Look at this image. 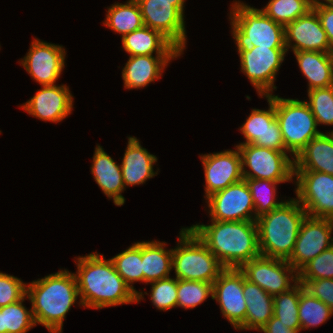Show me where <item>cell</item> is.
Here are the masks:
<instances>
[{
    "label": "cell",
    "instance_id": "26",
    "mask_svg": "<svg viewBox=\"0 0 333 333\" xmlns=\"http://www.w3.org/2000/svg\"><path fill=\"white\" fill-rule=\"evenodd\" d=\"M243 296L247 305L245 323L238 330L259 331L273 317V297L243 273Z\"/></svg>",
    "mask_w": 333,
    "mask_h": 333
},
{
    "label": "cell",
    "instance_id": "43",
    "mask_svg": "<svg viewBox=\"0 0 333 333\" xmlns=\"http://www.w3.org/2000/svg\"><path fill=\"white\" fill-rule=\"evenodd\" d=\"M259 331L263 333H299L301 329H290L273 315Z\"/></svg>",
    "mask_w": 333,
    "mask_h": 333
},
{
    "label": "cell",
    "instance_id": "8",
    "mask_svg": "<svg viewBox=\"0 0 333 333\" xmlns=\"http://www.w3.org/2000/svg\"><path fill=\"white\" fill-rule=\"evenodd\" d=\"M236 146L241 155L243 179L293 181L295 161L289 158L287 151L273 150L254 144ZM245 166L250 170H247Z\"/></svg>",
    "mask_w": 333,
    "mask_h": 333
},
{
    "label": "cell",
    "instance_id": "7",
    "mask_svg": "<svg viewBox=\"0 0 333 333\" xmlns=\"http://www.w3.org/2000/svg\"><path fill=\"white\" fill-rule=\"evenodd\" d=\"M275 104L285 149L292 159L306 147L307 143L320 135L316 119L306 101L286 99L278 95H268Z\"/></svg>",
    "mask_w": 333,
    "mask_h": 333
},
{
    "label": "cell",
    "instance_id": "34",
    "mask_svg": "<svg viewBox=\"0 0 333 333\" xmlns=\"http://www.w3.org/2000/svg\"><path fill=\"white\" fill-rule=\"evenodd\" d=\"M301 283L298 281L289 290L273 297V315L290 329H301L298 305Z\"/></svg>",
    "mask_w": 333,
    "mask_h": 333
},
{
    "label": "cell",
    "instance_id": "9",
    "mask_svg": "<svg viewBox=\"0 0 333 333\" xmlns=\"http://www.w3.org/2000/svg\"><path fill=\"white\" fill-rule=\"evenodd\" d=\"M296 200L307 215L333 220V176L318 171H294Z\"/></svg>",
    "mask_w": 333,
    "mask_h": 333
},
{
    "label": "cell",
    "instance_id": "11",
    "mask_svg": "<svg viewBox=\"0 0 333 333\" xmlns=\"http://www.w3.org/2000/svg\"><path fill=\"white\" fill-rule=\"evenodd\" d=\"M208 213L214 221H256L249 187L242 179L207 197Z\"/></svg>",
    "mask_w": 333,
    "mask_h": 333
},
{
    "label": "cell",
    "instance_id": "32",
    "mask_svg": "<svg viewBox=\"0 0 333 333\" xmlns=\"http://www.w3.org/2000/svg\"><path fill=\"white\" fill-rule=\"evenodd\" d=\"M333 311L329 306L312 296L301 284L298 316L301 330L317 327L330 319Z\"/></svg>",
    "mask_w": 333,
    "mask_h": 333
},
{
    "label": "cell",
    "instance_id": "22",
    "mask_svg": "<svg viewBox=\"0 0 333 333\" xmlns=\"http://www.w3.org/2000/svg\"><path fill=\"white\" fill-rule=\"evenodd\" d=\"M90 169L93 178L107 198H112L116 206L124 205L125 198L122 192L125 187L123 184L121 164H116L111 156L98 144L95 148Z\"/></svg>",
    "mask_w": 333,
    "mask_h": 333
},
{
    "label": "cell",
    "instance_id": "28",
    "mask_svg": "<svg viewBox=\"0 0 333 333\" xmlns=\"http://www.w3.org/2000/svg\"><path fill=\"white\" fill-rule=\"evenodd\" d=\"M165 243L157 240L142 241V266L146 284L170 277L172 249H165Z\"/></svg>",
    "mask_w": 333,
    "mask_h": 333
},
{
    "label": "cell",
    "instance_id": "27",
    "mask_svg": "<svg viewBox=\"0 0 333 333\" xmlns=\"http://www.w3.org/2000/svg\"><path fill=\"white\" fill-rule=\"evenodd\" d=\"M293 53L301 72L308 80V91L333 86V53L310 50Z\"/></svg>",
    "mask_w": 333,
    "mask_h": 333
},
{
    "label": "cell",
    "instance_id": "3",
    "mask_svg": "<svg viewBox=\"0 0 333 333\" xmlns=\"http://www.w3.org/2000/svg\"><path fill=\"white\" fill-rule=\"evenodd\" d=\"M36 324L44 325L50 333H62L67 312L80 298L74 273L61 270L27 284Z\"/></svg>",
    "mask_w": 333,
    "mask_h": 333
},
{
    "label": "cell",
    "instance_id": "10",
    "mask_svg": "<svg viewBox=\"0 0 333 333\" xmlns=\"http://www.w3.org/2000/svg\"><path fill=\"white\" fill-rule=\"evenodd\" d=\"M286 48L255 46L251 51H240V66L259 97L268 96L277 87L274 85L277 72L284 61ZM272 92V93H271Z\"/></svg>",
    "mask_w": 333,
    "mask_h": 333
},
{
    "label": "cell",
    "instance_id": "2",
    "mask_svg": "<svg viewBox=\"0 0 333 333\" xmlns=\"http://www.w3.org/2000/svg\"><path fill=\"white\" fill-rule=\"evenodd\" d=\"M214 254L224 268L240 269L259 257L256 221H214L189 227Z\"/></svg>",
    "mask_w": 333,
    "mask_h": 333
},
{
    "label": "cell",
    "instance_id": "23",
    "mask_svg": "<svg viewBox=\"0 0 333 333\" xmlns=\"http://www.w3.org/2000/svg\"><path fill=\"white\" fill-rule=\"evenodd\" d=\"M157 157L143 148L136 137H128V144L122 159L121 171L123 184L126 186L140 185L158 174L153 169Z\"/></svg>",
    "mask_w": 333,
    "mask_h": 333
},
{
    "label": "cell",
    "instance_id": "40",
    "mask_svg": "<svg viewBox=\"0 0 333 333\" xmlns=\"http://www.w3.org/2000/svg\"><path fill=\"white\" fill-rule=\"evenodd\" d=\"M26 294V283L13 275L0 272V307L17 302Z\"/></svg>",
    "mask_w": 333,
    "mask_h": 333
},
{
    "label": "cell",
    "instance_id": "35",
    "mask_svg": "<svg viewBox=\"0 0 333 333\" xmlns=\"http://www.w3.org/2000/svg\"><path fill=\"white\" fill-rule=\"evenodd\" d=\"M245 181L255 206V219L278 208L285 202L275 199L277 184L285 182H275L266 179H245Z\"/></svg>",
    "mask_w": 333,
    "mask_h": 333
},
{
    "label": "cell",
    "instance_id": "37",
    "mask_svg": "<svg viewBox=\"0 0 333 333\" xmlns=\"http://www.w3.org/2000/svg\"><path fill=\"white\" fill-rule=\"evenodd\" d=\"M306 101L313 113L317 125H333V86L314 88L309 91Z\"/></svg>",
    "mask_w": 333,
    "mask_h": 333
},
{
    "label": "cell",
    "instance_id": "42",
    "mask_svg": "<svg viewBox=\"0 0 333 333\" xmlns=\"http://www.w3.org/2000/svg\"><path fill=\"white\" fill-rule=\"evenodd\" d=\"M313 9L317 12L322 28L326 32L330 53H333V3L330 0L315 1Z\"/></svg>",
    "mask_w": 333,
    "mask_h": 333
},
{
    "label": "cell",
    "instance_id": "20",
    "mask_svg": "<svg viewBox=\"0 0 333 333\" xmlns=\"http://www.w3.org/2000/svg\"><path fill=\"white\" fill-rule=\"evenodd\" d=\"M285 47L293 52L319 51L330 53V44L317 12L312 9L284 27ZM293 42V43H292Z\"/></svg>",
    "mask_w": 333,
    "mask_h": 333
},
{
    "label": "cell",
    "instance_id": "41",
    "mask_svg": "<svg viewBox=\"0 0 333 333\" xmlns=\"http://www.w3.org/2000/svg\"><path fill=\"white\" fill-rule=\"evenodd\" d=\"M304 289L333 311V279L298 280Z\"/></svg>",
    "mask_w": 333,
    "mask_h": 333
},
{
    "label": "cell",
    "instance_id": "19",
    "mask_svg": "<svg viewBox=\"0 0 333 333\" xmlns=\"http://www.w3.org/2000/svg\"><path fill=\"white\" fill-rule=\"evenodd\" d=\"M235 148V150L200 155L206 182L205 199L243 179L241 155L237 146Z\"/></svg>",
    "mask_w": 333,
    "mask_h": 333
},
{
    "label": "cell",
    "instance_id": "25",
    "mask_svg": "<svg viewBox=\"0 0 333 333\" xmlns=\"http://www.w3.org/2000/svg\"><path fill=\"white\" fill-rule=\"evenodd\" d=\"M294 171H318L333 176V134L323 132L295 157Z\"/></svg>",
    "mask_w": 333,
    "mask_h": 333
},
{
    "label": "cell",
    "instance_id": "29",
    "mask_svg": "<svg viewBox=\"0 0 333 333\" xmlns=\"http://www.w3.org/2000/svg\"><path fill=\"white\" fill-rule=\"evenodd\" d=\"M116 271L125 283L137 294V303L143 300V292L135 290L134 282H144L142 266V242H135L129 248L111 258Z\"/></svg>",
    "mask_w": 333,
    "mask_h": 333
},
{
    "label": "cell",
    "instance_id": "6",
    "mask_svg": "<svg viewBox=\"0 0 333 333\" xmlns=\"http://www.w3.org/2000/svg\"><path fill=\"white\" fill-rule=\"evenodd\" d=\"M172 269L177 279L214 283L225 269L214 254L189 228H181L178 244L172 249Z\"/></svg>",
    "mask_w": 333,
    "mask_h": 333
},
{
    "label": "cell",
    "instance_id": "1",
    "mask_svg": "<svg viewBox=\"0 0 333 333\" xmlns=\"http://www.w3.org/2000/svg\"><path fill=\"white\" fill-rule=\"evenodd\" d=\"M74 273L79 290V305L91 309L137 303V294L118 274L111 259L100 253L76 258Z\"/></svg>",
    "mask_w": 333,
    "mask_h": 333
},
{
    "label": "cell",
    "instance_id": "14",
    "mask_svg": "<svg viewBox=\"0 0 333 333\" xmlns=\"http://www.w3.org/2000/svg\"><path fill=\"white\" fill-rule=\"evenodd\" d=\"M144 26L161 32L182 53L186 47L184 15L173 6V1L136 0Z\"/></svg>",
    "mask_w": 333,
    "mask_h": 333
},
{
    "label": "cell",
    "instance_id": "15",
    "mask_svg": "<svg viewBox=\"0 0 333 333\" xmlns=\"http://www.w3.org/2000/svg\"><path fill=\"white\" fill-rule=\"evenodd\" d=\"M21 65L33 80L41 86L55 85L65 66L66 52L62 45H56L34 38Z\"/></svg>",
    "mask_w": 333,
    "mask_h": 333
},
{
    "label": "cell",
    "instance_id": "30",
    "mask_svg": "<svg viewBox=\"0 0 333 333\" xmlns=\"http://www.w3.org/2000/svg\"><path fill=\"white\" fill-rule=\"evenodd\" d=\"M103 25L121 34V37L142 28L144 23L136 0H128L125 4H112Z\"/></svg>",
    "mask_w": 333,
    "mask_h": 333
},
{
    "label": "cell",
    "instance_id": "24",
    "mask_svg": "<svg viewBox=\"0 0 333 333\" xmlns=\"http://www.w3.org/2000/svg\"><path fill=\"white\" fill-rule=\"evenodd\" d=\"M122 39V48L130 56L140 55H181L183 54L161 32L143 26Z\"/></svg>",
    "mask_w": 333,
    "mask_h": 333
},
{
    "label": "cell",
    "instance_id": "38",
    "mask_svg": "<svg viewBox=\"0 0 333 333\" xmlns=\"http://www.w3.org/2000/svg\"><path fill=\"white\" fill-rule=\"evenodd\" d=\"M150 299L158 310L167 311L177 307L178 279L167 277L151 282Z\"/></svg>",
    "mask_w": 333,
    "mask_h": 333
},
{
    "label": "cell",
    "instance_id": "39",
    "mask_svg": "<svg viewBox=\"0 0 333 333\" xmlns=\"http://www.w3.org/2000/svg\"><path fill=\"white\" fill-rule=\"evenodd\" d=\"M318 279H333V246L309 261L298 272V280Z\"/></svg>",
    "mask_w": 333,
    "mask_h": 333
},
{
    "label": "cell",
    "instance_id": "5",
    "mask_svg": "<svg viewBox=\"0 0 333 333\" xmlns=\"http://www.w3.org/2000/svg\"><path fill=\"white\" fill-rule=\"evenodd\" d=\"M231 5L229 19L238 53L251 51L255 46L286 48L283 25L239 0Z\"/></svg>",
    "mask_w": 333,
    "mask_h": 333
},
{
    "label": "cell",
    "instance_id": "4",
    "mask_svg": "<svg viewBox=\"0 0 333 333\" xmlns=\"http://www.w3.org/2000/svg\"><path fill=\"white\" fill-rule=\"evenodd\" d=\"M306 216L307 213L301 204L292 198L257 218L260 254L265 257L288 260Z\"/></svg>",
    "mask_w": 333,
    "mask_h": 333
},
{
    "label": "cell",
    "instance_id": "36",
    "mask_svg": "<svg viewBox=\"0 0 333 333\" xmlns=\"http://www.w3.org/2000/svg\"><path fill=\"white\" fill-rule=\"evenodd\" d=\"M212 292L213 283L178 279L177 306L193 309L203 303L210 295L212 298Z\"/></svg>",
    "mask_w": 333,
    "mask_h": 333
},
{
    "label": "cell",
    "instance_id": "21",
    "mask_svg": "<svg viewBox=\"0 0 333 333\" xmlns=\"http://www.w3.org/2000/svg\"><path fill=\"white\" fill-rule=\"evenodd\" d=\"M181 55L129 56L122 69L124 88L140 89L159 80L168 63Z\"/></svg>",
    "mask_w": 333,
    "mask_h": 333
},
{
    "label": "cell",
    "instance_id": "18",
    "mask_svg": "<svg viewBox=\"0 0 333 333\" xmlns=\"http://www.w3.org/2000/svg\"><path fill=\"white\" fill-rule=\"evenodd\" d=\"M21 108L42 121L61 122L73 110V95L66 85H44Z\"/></svg>",
    "mask_w": 333,
    "mask_h": 333
},
{
    "label": "cell",
    "instance_id": "44",
    "mask_svg": "<svg viewBox=\"0 0 333 333\" xmlns=\"http://www.w3.org/2000/svg\"><path fill=\"white\" fill-rule=\"evenodd\" d=\"M163 1H173V6H175L184 15L185 0H163Z\"/></svg>",
    "mask_w": 333,
    "mask_h": 333
},
{
    "label": "cell",
    "instance_id": "12",
    "mask_svg": "<svg viewBox=\"0 0 333 333\" xmlns=\"http://www.w3.org/2000/svg\"><path fill=\"white\" fill-rule=\"evenodd\" d=\"M240 270L246 279L272 296L289 290L298 282V272L287 260L260 255L246 262Z\"/></svg>",
    "mask_w": 333,
    "mask_h": 333
},
{
    "label": "cell",
    "instance_id": "16",
    "mask_svg": "<svg viewBox=\"0 0 333 333\" xmlns=\"http://www.w3.org/2000/svg\"><path fill=\"white\" fill-rule=\"evenodd\" d=\"M212 299L219 304L222 316L238 330L245 323L247 309L243 296V272L225 268L213 283Z\"/></svg>",
    "mask_w": 333,
    "mask_h": 333
},
{
    "label": "cell",
    "instance_id": "13",
    "mask_svg": "<svg viewBox=\"0 0 333 333\" xmlns=\"http://www.w3.org/2000/svg\"><path fill=\"white\" fill-rule=\"evenodd\" d=\"M333 220L306 216L294 250L287 260L299 272L309 261L333 246Z\"/></svg>",
    "mask_w": 333,
    "mask_h": 333
},
{
    "label": "cell",
    "instance_id": "31",
    "mask_svg": "<svg viewBox=\"0 0 333 333\" xmlns=\"http://www.w3.org/2000/svg\"><path fill=\"white\" fill-rule=\"evenodd\" d=\"M27 294L19 301L0 307V333H27L36 326L32 308L23 305Z\"/></svg>",
    "mask_w": 333,
    "mask_h": 333
},
{
    "label": "cell",
    "instance_id": "33",
    "mask_svg": "<svg viewBox=\"0 0 333 333\" xmlns=\"http://www.w3.org/2000/svg\"><path fill=\"white\" fill-rule=\"evenodd\" d=\"M313 3L312 0H269L268 4L260 10L285 27L312 10Z\"/></svg>",
    "mask_w": 333,
    "mask_h": 333
},
{
    "label": "cell",
    "instance_id": "17",
    "mask_svg": "<svg viewBox=\"0 0 333 333\" xmlns=\"http://www.w3.org/2000/svg\"><path fill=\"white\" fill-rule=\"evenodd\" d=\"M268 110L252 109L250 115L240 127V131L246 139L238 145L254 144L278 151H286L282 138V132L276 119L275 104L268 97Z\"/></svg>",
    "mask_w": 333,
    "mask_h": 333
}]
</instances>
